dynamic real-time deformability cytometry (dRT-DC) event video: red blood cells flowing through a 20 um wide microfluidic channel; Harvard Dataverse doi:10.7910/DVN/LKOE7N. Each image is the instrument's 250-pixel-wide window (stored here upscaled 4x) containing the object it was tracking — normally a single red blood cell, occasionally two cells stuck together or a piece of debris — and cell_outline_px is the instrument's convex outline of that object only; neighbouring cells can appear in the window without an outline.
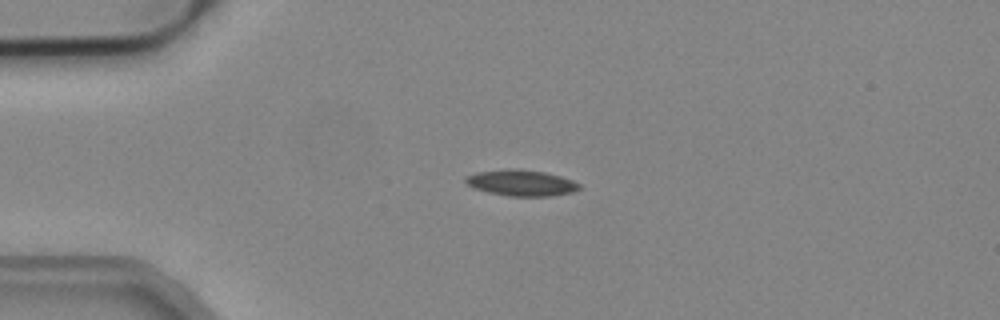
{"species": "common noctule bat (a hibernating species)", "species_latin": "Nyctalus noctula", "temperature_condition": "cold", "stored_images_in_passage": 4, "camera_frame_rate_fps": 3000, "um_per_image_px": 0.085, "animal": {"sex": "male", "body_mass_g": 19.2, "forearm_length_mm": 51.8}, "frame": {"image": 1, "passage_image": 3, "time_ms": 0.667, "image_size_px": [1000, 320], "cell_outline_px": [[580, 188], [572, 192], [552, 196], [508, 196], [488, 192], [472, 188], [464, 180], [464, 176], [476, 172], [508, 168], [516, 168], [544, 172], [560, 176], [572, 180], [580, 184]], "centroid_in_image_um": [44.27, 15.54], "position_along_channel_um": 40.7, "area_um2": 17.4}}